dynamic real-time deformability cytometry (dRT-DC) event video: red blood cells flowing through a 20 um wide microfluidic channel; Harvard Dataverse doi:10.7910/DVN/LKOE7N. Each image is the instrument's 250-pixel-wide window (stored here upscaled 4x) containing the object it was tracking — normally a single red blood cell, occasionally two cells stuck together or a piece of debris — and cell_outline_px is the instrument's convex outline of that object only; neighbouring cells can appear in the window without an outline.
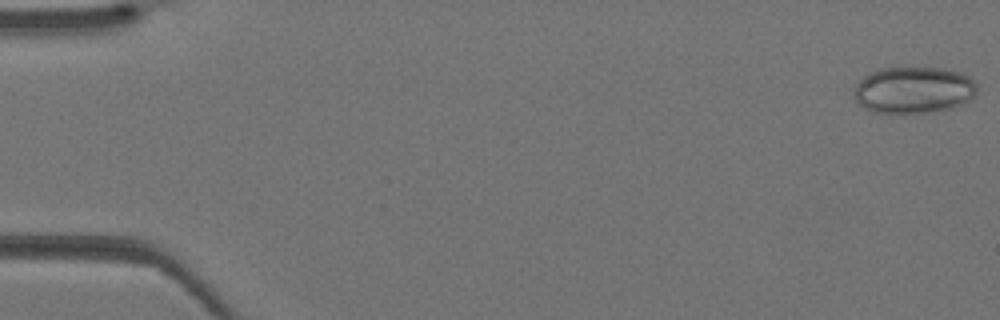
{"species": "Egyptian fruit bat (a non-hibernating species)", "species_latin": "Rousettus aegyptiacus", "temperature_condition": "warm", "stored_images_in_passage": 41, "camera_frame_rate_fps": 3000, "um_per_image_px": 0.085, "animal": {"sex": "female"}, "frame": {"image": 1, "passage_image": 1, "time_ms": 0.0, "image_size_px": [1000, 320], "cell_outline_px": [[976, 96], [964, 104], [952, 108], [932, 112], [904, 116], [892, 116], [872, 112], [864, 108], [856, 100], [852, 92], [856, 84], [864, 76], [880, 68], [940, 68], [960, 72], [968, 76], [976, 84]], "centroid_in_image_um": [77.63, 7.71], "position_along_channel_um": 7.4, "area_um2": 34.51}}
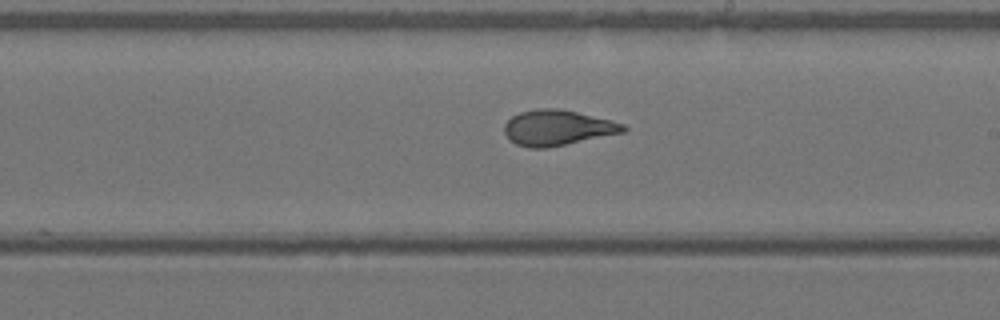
{"frame": {"image": 2, "passage_image": 24, "time_ms": 7.667, "image_size_px": [1000, 320], "cell_outline_px": [[628, 128], [624, 132], [548, 148], [528, 148], [516, 144], [508, 140], [504, 132], [504, 124], [512, 116], [520, 112], [536, 108], [556, 108], [576, 112], [624, 124]], "centroid_in_image_um": [47.32, 10.87], "position_along_channel_um": 241.7, "area_um2": 24.51}}
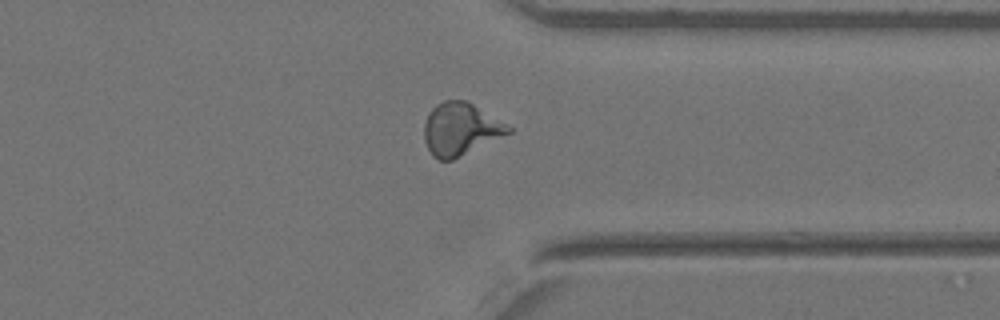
{"frame": {"image": 3, "passage_image": 32, "time_ms": 10.333, "image_size_px": [1000, 320], "cell_outline_px": [[512, 132], [452, 160], [440, 160], [432, 156], [424, 140], [424, 124], [428, 112], [436, 104], [444, 100], [468, 100], [512, 128]], "centroid_in_image_um": [39.11, 10.96], "position_along_channel_um": 372.3, "area_um2": 25.72}}